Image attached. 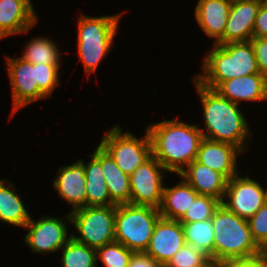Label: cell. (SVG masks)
<instances>
[{
	"label": "cell",
	"instance_id": "obj_1",
	"mask_svg": "<svg viewBox=\"0 0 267 267\" xmlns=\"http://www.w3.org/2000/svg\"><path fill=\"white\" fill-rule=\"evenodd\" d=\"M152 155L166 169L176 174L196 160L203 139L200 128L176 119L165 120L147 127Z\"/></svg>",
	"mask_w": 267,
	"mask_h": 267
},
{
	"label": "cell",
	"instance_id": "obj_2",
	"mask_svg": "<svg viewBox=\"0 0 267 267\" xmlns=\"http://www.w3.org/2000/svg\"><path fill=\"white\" fill-rule=\"evenodd\" d=\"M194 81L204 111L207 133L201 129L203 138L230 143L245 152L243 146L249 129L238 105L214 89L201 85L195 78Z\"/></svg>",
	"mask_w": 267,
	"mask_h": 267
},
{
	"label": "cell",
	"instance_id": "obj_3",
	"mask_svg": "<svg viewBox=\"0 0 267 267\" xmlns=\"http://www.w3.org/2000/svg\"><path fill=\"white\" fill-rule=\"evenodd\" d=\"M213 45V50L205 55L203 75L194 77L201 85L215 89L223 81L260 74L250 41Z\"/></svg>",
	"mask_w": 267,
	"mask_h": 267
},
{
	"label": "cell",
	"instance_id": "obj_4",
	"mask_svg": "<svg viewBox=\"0 0 267 267\" xmlns=\"http://www.w3.org/2000/svg\"><path fill=\"white\" fill-rule=\"evenodd\" d=\"M214 229V261L258 254L262 249L253 240L248 219L239 217L222 203L212 215Z\"/></svg>",
	"mask_w": 267,
	"mask_h": 267
},
{
	"label": "cell",
	"instance_id": "obj_5",
	"mask_svg": "<svg viewBox=\"0 0 267 267\" xmlns=\"http://www.w3.org/2000/svg\"><path fill=\"white\" fill-rule=\"evenodd\" d=\"M120 15L80 16L77 39L78 54L88 75L96 71L99 62L110 51Z\"/></svg>",
	"mask_w": 267,
	"mask_h": 267
},
{
	"label": "cell",
	"instance_id": "obj_6",
	"mask_svg": "<svg viewBox=\"0 0 267 267\" xmlns=\"http://www.w3.org/2000/svg\"><path fill=\"white\" fill-rule=\"evenodd\" d=\"M160 217L159 209L154 207L116 205L115 242L133 252H145Z\"/></svg>",
	"mask_w": 267,
	"mask_h": 267
},
{
	"label": "cell",
	"instance_id": "obj_7",
	"mask_svg": "<svg viewBox=\"0 0 267 267\" xmlns=\"http://www.w3.org/2000/svg\"><path fill=\"white\" fill-rule=\"evenodd\" d=\"M116 205L85 206L71 211L67 220L75 226L80 236L71 237L79 243L97 250L115 241Z\"/></svg>",
	"mask_w": 267,
	"mask_h": 267
},
{
	"label": "cell",
	"instance_id": "obj_8",
	"mask_svg": "<svg viewBox=\"0 0 267 267\" xmlns=\"http://www.w3.org/2000/svg\"><path fill=\"white\" fill-rule=\"evenodd\" d=\"M147 133L142 140L132 133L125 132L117 125L103 137L100 146L112 157L117 166L127 175H131L139 165L152 156L151 139Z\"/></svg>",
	"mask_w": 267,
	"mask_h": 267
},
{
	"label": "cell",
	"instance_id": "obj_9",
	"mask_svg": "<svg viewBox=\"0 0 267 267\" xmlns=\"http://www.w3.org/2000/svg\"><path fill=\"white\" fill-rule=\"evenodd\" d=\"M166 169L152 155L130 175V204L159 209L162 202V171Z\"/></svg>",
	"mask_w": 267,
	"mask_h": 267
},
{
	"label": "cell",
	"instance_id": "obj_10",
	"mask_svg": "<svg viewBox=\"0 0 267 267\" xmlns=\"http://www.w3.org/2000/svg\"><path fill=\"white\" fill-rule=\"evenodd\" d=\"M224 197L229 198L221 202L227 209L239 217L249 219L267 201V190L249 176L242 178L237 174L228 179Z\"/></svg>",
	"mask_w": 267,
	"mask_h": 267
},
{
	"label": "cell",
	"instance_id": "obj_11",
	"mask_svg": "<svg viewBox=\"0 0 267 267\" xmlns=\"http://www.w3.org/2000/svg\"><path fill=\"white\" fill-rule=\"evenodd\" d=\"M7 58V71L12 85L14 114L19 108L46 96L37 87L36 64L23 58Z\"/></svg>",
	"mask_w": 267,
	"mask_h": 267
},
{
	"label": "cell",
	"instance_id": "obj_12",
	"mask_svg": "<svg viewBox=\"0 0 267 267\" xmlns=\"http://www.w3.org/2000/svg\"><path fill=\"white\" fill-rule=\"evenodd\" d=\"M66 226L58 217L46 216L38 221L31 218L24 227L29 229L24 240L33 252H56L72 238L67 237Z\"/></svg>",
	"mask_w": 267,
	"mask_h": 267
},
{
	"label": "cell",
	"instance_id": "obj_13",
	"mask_svg": "<svg viewBox=\"0 0 267 267\" xmlns=\"http://www.w3.org/2000/svg\"><path fill=\"white\" fill-rule=\"evenodd\" d=\"M185 244L181 222L160 217L145 252L164 267Z\"/></svg>",
	"mask_w": 267,
	"mask_h": 267
},
{
	"label": "cell",
	"instance_id": "obj_14",
	"mask_svg": "<svg viewBox=\"0 0 267 267\" xmlns=\"http://www.w3.org/2000/svg\"><path fill=\"white\" fill-rule=\"evenodd\" d=\"M264 0H232L223 38L217 43L250 41L259 8Z\"/></svg>",
	"mask_w": 267,
	"mask_h": 267
},
{
	"label": "cell",
	"instance_id": "obj_15",
	"mask_svg": "<svg viewBox=\"0 0 267 267\" xmlns=\"http://www.w3.org/2000/svg\"><path fill=\"white\" fill-rule=\"evenodd\" d=\"M242 152L233 144L203 138L196 161L221 173L228 180L237 175L236 160Z\"/></svg>",
	"mask_w": 267,
	"mask_h": 267
},
{
	"label": "cell",
	"instance_id": "obj_16",
	"mask_svg": "<svg viewBox=\"0 0 267 267\" xmlns=\"http://www.w3.org/2000/svg\"><path fill=\"white\" fill-rule=\"evenodd\" d=\"M30 0H0V39L28 32L37 22Z\"/></svg>",
	"mask_w": 267,
	"mask_h": 267
},
{
	"label": "cell",
	"instance_id": "obj_17",
	"mask_svg": "<svg viewBox=\"0 0 267 267\" xmlns=\"http://www.w3.org/2000/svg\"><path fill=\"white\" fill-rule=\"evenodd\" d=\"M58 176L54 179V188L63 199L72 204L73 209L86 206V179L83 160H77L72 165L59 168Z\"/></svg>",
	"mask_w": 267,
	"mask_h": 267
},
{
	"label": "cell",
	"instance_id": "obj_18",
	"mask_svg": "<svg viewBox=\"0 0 267 267\" xmlns=\"http://www.w3.org/2000/svg\"><path fill=\"white\" fill-rule=\"evenodd\" d=\"M214 90L237 105L242 100H267V79L261 74H251L223 81Z\"/></svg>",
	"mask_w": 267,
	"mask_h": 267
},
{
	"label": "cell",
	"instance_id": "obj_19",
	"mask_svg": "<svg viewBox=\"0 0 267 267\" xmlns=\"http://www.w3.org/2000/svg\"><path fill=\"white\" fill-rule=\"evenodd\" d=\"M232 0H199L195 8L196 21L205 34L217 44L224 35Z\"/></svg>",
	"mask_w": 267,
	"mask_h": 267
},
{
	"label": "cell",
	"instance_id": "obj_20",
	"mask_svg": "<svg viewBox=\"0 0 267 267\" xmlns=\"http://www.w3.org/2000/svg\"><path fill=\"white\" fill-rule=\"evenodd\" d=\"M179 175L184 178L199 195L214 197L221 202L227 186V179L219 172L194 160Z\"/></svg>",
	"mask_w": 267,
	"mask_h": 267
},
{
	"label": "cell",
	"instance_id": "obj_21",
	"mask_svg": "<svg viewBox=\"0 0 267 267\" xmlns=\"http://www.w3.org/2000/svg\"><path fill=\"white\" fill-rule=\"evenodd\" d=\"M93 155L101 162L111 201L115 205L130 204V176L117 166L112 157L100 145Z\"/></svg>",
	"mask_w": 267,
	"mask_h": 267
},
{
	"label": "cell",
	"instance_id": "obj_22",
	"mask_svg": "<svg viewBox=\"0 0 267 267\" xmlns=\"http://www.w3.org/2000/svg\"><path fill=\"white\" fill-rule=\"evenodd\" d=\"M198 192L183 178L178 185L163 188L162 202L159 207L161 217L170 220H180L191 202L196 199Z\"/></svg>",
	"mask_w": 267,
	"mask_h": 267
},
{
	"label": "cell",
	"instance_id": "obj_23",
	"mask_svg": "<svg viewBox=\"0 0 267 267\" xmlns=\"http://www.w3.org/2000/svg\"><path fill=\"white\" fill-rule=\"evenodd\" d=\"M85 165L86 206L115 205L108 192L101 162L91 154V160Z\"/></svg>",
	"mask_w": 267,
	"mask_h": 267
},
{
	"label": "cell",
	"instance_id": "obj_24",
	"mask_svg": "<svg viewBox=\"0 0 267 267\" xmlns=\"http://www.w3.org/2000/svg\"><path fill=\"white\" fill-rule=\"evenodd\" d=\"M6 183L9 186L7 184L6 187ZM6 183L5 180H0V220L24 228L31 216L19 194L15 192L14 185L8 181Z\"/></svg>",
	"mask_w": 267,
	"mask_h": 267
},
{
	"label": "cell",
	"instance_id": "obj_25",
	"mask_svg": "<svg viewBox=\"0 0 267 267\" xmlns=\"http://www.w3.org/2000/svg\"><path fill=\"white\" fill-rule=\"evenodd\" d=\"M185 242L204 252L214 261V229L211 219L196 222H181Z\"/></svg>",
	"mask_w": 267,
	"mask_h": 267
},
{
	"label": "cell",
	"instance_id": "obj_26",
	"mask_svg": "<svg viewBox=\"0 0 267 267\" xmlns=\"http://www.w3.org/2000/svg\"><path fill=\"white\" fill-rule=\"evenodd\" d=\"M24 51L21 58L32 64L60 66L59 49L49 38H34L26 45Z\"/></svg>",
	"mask_w": 267,
	"mask_h": 267
},
{
	"label": "cell",
	"instance_id": "obj_27",
	"mask_svg": "<svg viewBox=\"0 0 267 267\" xmlns=\"http://www.w3.org/2000/svg\"><path fill=\"white\" fill-rule=\"evenodd\" d=\"M62 267H97L95 249L71 238L63 247Z\"/></svg>",
	"mask_w": 267,
	"mask_h": 267
},
{
	"label": "cell",
	"instance_id": "obj_28",
	"mask_svg": "<svg viewBox=\"0 0 267 267\" xmlns=\"http://www.w3.org/2000/svg\"><path fill=\"white\" fill-rule=\"evenodd\" d=\"M221 204V201L207 195H198L191 202L189 210L179 220L180 222L205 221L212 218V215Z\"/></svg>",
	"mask_w": 267,
	"mask_h": 267
},
{
	"label": "cell",
	"instance_id": "obj_29",
	"mask_svg": "<svg viewBox=\"0 0 267 267\" xmlns=\"http://www.w3.org/2000/svg\"><path fill=\"white\" fill-rule=\"evenodd\" d=\"M96 253L105 267H128L133 251L114 241L98 248Z\"/></svg>",
	"mask_w": 267,
	"mask_h": 267
},
{
	"label": "cell",
	"instance_id": "obj_30",
	"mask_svg": "<svg viewBox=\"0 0 267 267\" xmlns=\"http://www.w3.org/2000/svg\"><path fill=\"white\" fill-rule=\"evenodd\" d=\"M210 260L204 252L185 244L164 267H202Z\"/></svg>",
	"mask_w": 267,
	"mask_h": 267
},
{
	"label": "cell",
	"instance_id": "obj_31",
	"mask_svg": "<svg viewBox=\"0 0 267 267\" xmlns=\"http://www.w3.org/2000/svg\"><path fill=\"white\" fill-rule=\"evenodd\" d=\"M253 240L262 249H267V201L248 219Z\"/></svg>",
	"mask_w": 267,
	"mask_h": 267
},
{
	"label": "cell",
	"instance_id": "obj_32",
	"mask_svg": "<svg viewBox=\"0 0 267 267\" xmlns=\"http://www.w3.org/2000/svg\"><path fill=\"white\" fill-rule=\"evenodd\" d=\"M59 68L60 66L36 64L37 87L46 97L59 84Z\"/></svg>",
	"mask_w": 267,
	"mask_h": 267
},
{
	"label": "cell",
	"instance_id": "obj_33",
	"mask_svg": "<svg viewBox=\"0 0 267 267\" xmlns=\"http://www.w3.org/2000/svg\"><path fill=\"white\" fill-rule=\"evenodd\" d=\"M219 265L220 267H267V252L262 250L253 256L224 260Z\"/></svg>",
	"mask_w": 267,
	"mask_h": 267
},
{
	"label": "cell",
	"instance_id": "obj_34",
	"mask_svg": "<svg viewBox=\"0 0 267 267\" xmlns=\"http://www.w3.org/2000/svg\"><path fill=\"white\" fill-rule=\"evenodd\" d=\"M252 43L260 74L267 79V38L253 37Z\"/></svg>",
	"mask_w": 267,
	"mask_h": 267
},
{
	"label": "cell",
	"instance_id": "obj_35",
	"mask_svg": "<svg viewBox=\"0 0 267 267\" xmlns=\"http://www.w3.org/2000/svg\"><path fill=\"white\" fill-rule=\"evenodd\" d=\"M253 37L267 38V0L261 4L253 28Z\"/></svg>",
	"mask_w": 267,
	"mask_h": 267
},
{
	"label": "cell",
	"instance_id": "obj_36",
	"mask_svg": "<svg viewBox=\"0 0 267 267\" xmlns=\"http://www.w3.org/2000/svg\"><path fill=\"white\" fill-rule=\"evenodd\" d=\"M128 267H162L146 252H133Z\"/></svg>",
	"mask_w": 267,
	"mask_h": 267
},
{
	"label": "cell",
	"instance_id": "obj_37",
	"mask_svg": "<svg viewBox=\"0 0 267 267\" xmlns=\"http://www.w3.org/2000/svg\"><path fill=\"white\" fill-rule=\"evenodd\" d=\"M202 267H220L219 262H215L213 260H210L206 265Z\"/></svg>",
	"mask_w": 267,
	"mask_h": 267
}]
</instances>
